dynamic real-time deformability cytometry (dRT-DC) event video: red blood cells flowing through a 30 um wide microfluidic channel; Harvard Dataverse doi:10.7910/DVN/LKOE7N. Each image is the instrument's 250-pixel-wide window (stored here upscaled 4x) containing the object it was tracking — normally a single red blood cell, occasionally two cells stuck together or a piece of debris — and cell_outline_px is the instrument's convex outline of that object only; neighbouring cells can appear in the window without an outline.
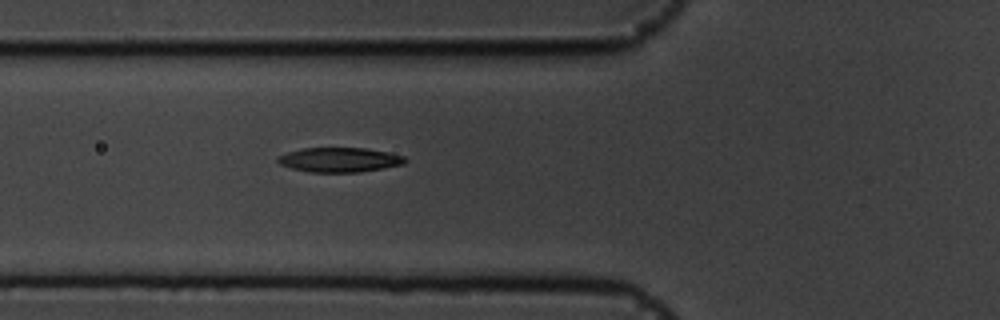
{"species": "common noctule bat (a hibernating species)", "species_latin": "Nyctalus noctula", "temperature_condition": "cold", "stored_images_in_passage": 20, "camera_frame_rate_fps": 3000, "um_per_image_px": 0.085, "animal": {"sex": "male", "body_mass_g": 19.5, "forearm_length_mm": 54.6}, "frame": {"image": 1, "passage_image": 5, "time_ms": 1.333, "image_size_px": [1000, 320], "cell_outline_px": [[408, 160], [404, 164], [384, 168], [360, 172], [308, 172], [292, 168], [280, 164], [276, 160], [280, 156], [288, 152], [304, 148], [364, 148], [388, 152], [404, 156]], "centroid_in_image_um": [28.89, 13.59], "position_along_channel_um": 96.9, "area_um2": 18.15}}
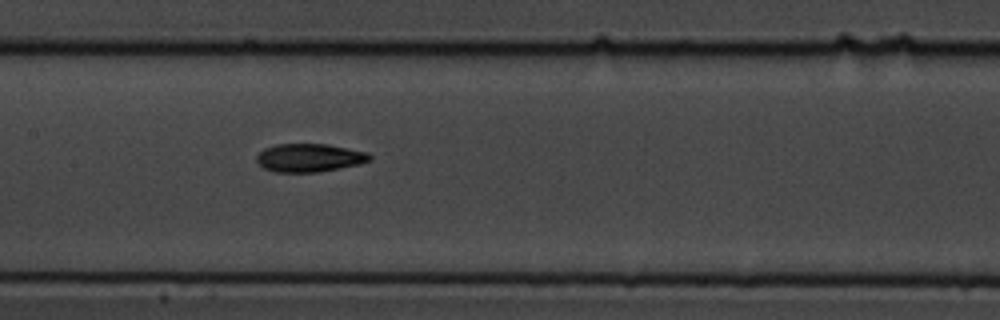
{"frame": {"image": 2, "passage_image": 12, "time_ms": 3.667, "image_size_px": [1000, 320], "cell_outline_px": [[372, 160], [360, 164], [340, 168], [316, 172], [276, 172], [264, 168], [256, 160], [256, 156], [264, 148], [276, 144], [328, 144], [368, 152], [372, 156]], "centroid_in_image_um": [26.32, 13.4], "position_along_channel_um": 181.1, "area_um2": 18.67}}
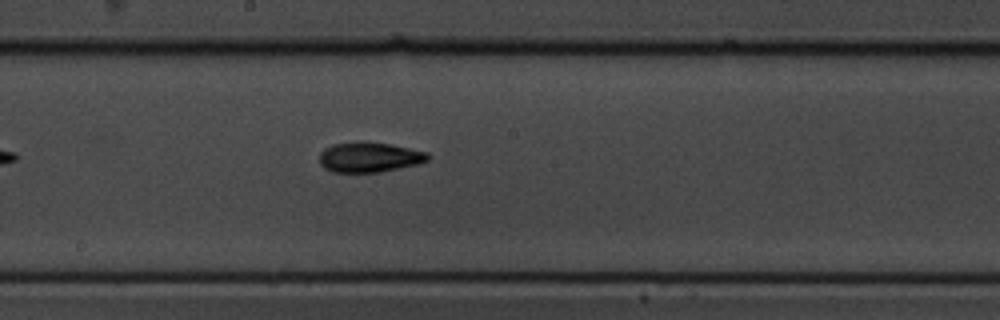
{"frame": {"image": 3, "passage_image": 15, "time_ms": 4.667, "image_size_px": [1000, 320], "cell_outline_px": [[428, 160], [420, 164], [380, 172], [332, 172], [324, 168], [320, 164], [320, 152], [324, 148], [332, 144], [356, 140], [364, 140], [388, 144], [428, 152]], "centroid_in_image_um": [31.36, 13.34], "position_along_channel_um": 216.8, "area_um2": 19.31}}